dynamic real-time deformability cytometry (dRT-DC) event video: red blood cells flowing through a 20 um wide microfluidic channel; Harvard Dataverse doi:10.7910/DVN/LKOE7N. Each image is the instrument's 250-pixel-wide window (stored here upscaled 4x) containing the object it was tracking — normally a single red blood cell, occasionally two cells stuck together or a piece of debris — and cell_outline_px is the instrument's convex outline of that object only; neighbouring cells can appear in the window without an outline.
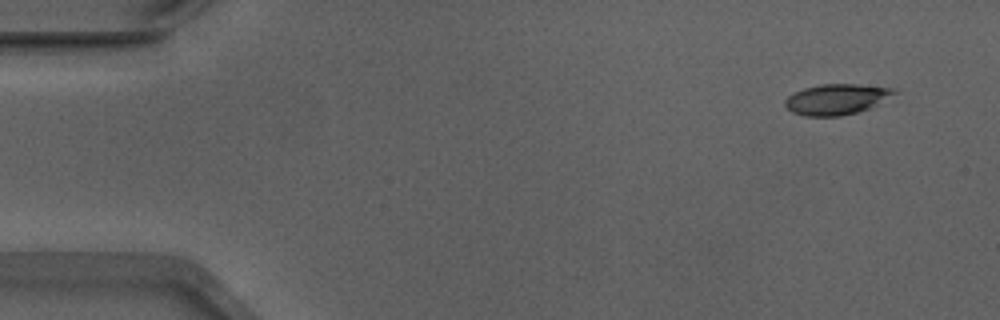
{"species": "Egyptian fruit bat (a non-hibernating species)", "species_latin": "Rousettus aegyptiacus", "temperature_condition": "warm", "stored_images_in_passage": 48, "camera_frame_rate_fps": 3000, "um_per_image_px": 0.085, "animal": {"sex": "male"}, "frame": {"image": 1, "passage_image": 1, "time_ms": 0.0, "image_size_px": [1000, 320], "cell_outline_px": [[900, 92], [872, 108], [840, 116], [804, 116], [792, 112], [784, 104], [784, 100], [788, 96], [804, 88], [820, 84], [856, 84], [896, 88]], "centroid_in_image_um": [71.17, 8.43], "position_along_channel_um": 13.8, "area_um2": 19.71}}
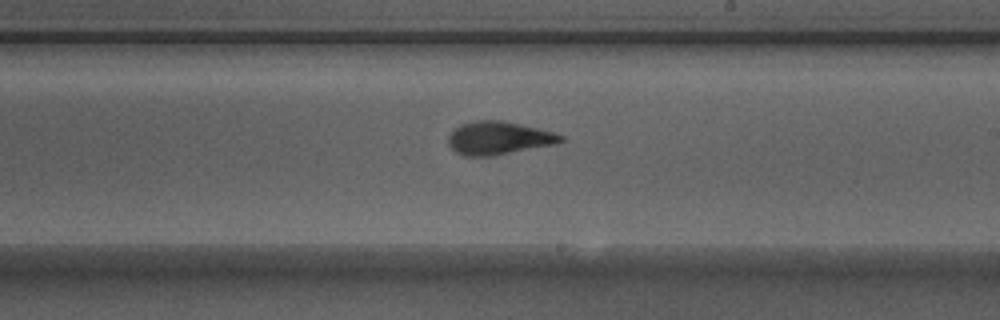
{"frame": {"image": 2, "passage_image": 28, "time_ms": 9.0, "image_size_px": [1000, 320], "cell_outline_px": [[564, 140], [556, 144], [492, 156], [464, 156], [456, 152], [448, 144], [448, 136], [460, 124], [476, 120], [500, 120], [520, 124], [552, 132], [564, 136]], "centroid_in_image_um": [42.37, 11.74], "position_along_channel_um": 246.6, "area_um2": 21.56}}
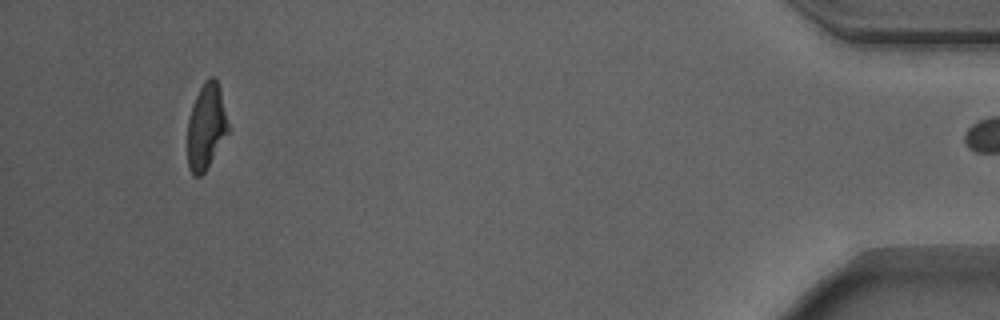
{"frame": {"image": 3, "passage_image": 47, "time_ms": 15.333, "image_size_px": [1000, 320], "cell_outline_px": [[228, 132], [204, 172], [200, 176], [192, 176], [188, 168], [188, 120], [192, 104], [200, 88], [212, 76], [216, 76], [220, 88], [228, 124]], "centroid_in_image_um": [17.51, 10.77], "position_along_channel_um": 417.7, "area_um2": 19.94}}